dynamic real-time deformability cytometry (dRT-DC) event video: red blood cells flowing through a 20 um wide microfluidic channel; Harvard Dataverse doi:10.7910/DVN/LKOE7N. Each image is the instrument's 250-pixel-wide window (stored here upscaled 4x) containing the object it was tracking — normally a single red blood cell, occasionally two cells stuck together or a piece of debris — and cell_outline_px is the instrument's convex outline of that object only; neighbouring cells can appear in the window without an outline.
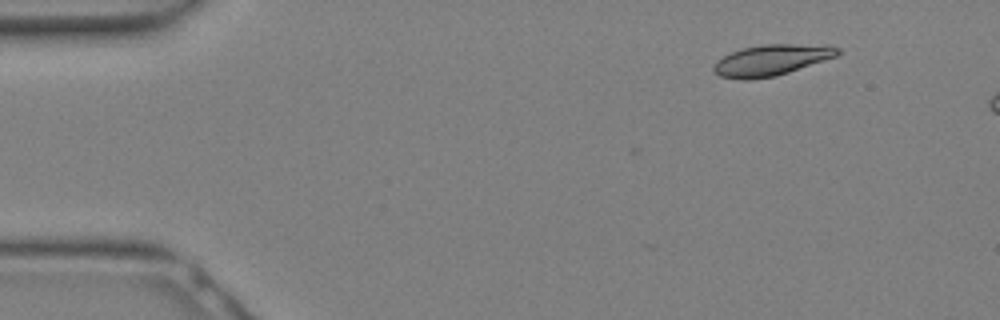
{"species": "Egyptian fruit bat (a non-hibernating species)", "species_latin": "Rousettus aegyptiacus", "temperature_condition": "warm", "stored_images_in_passage": 18, "camera_frame_rate_fps": 3000, "um_per_image_px": 0.085, "animal": {"sex": "female"}, "frame": {"image": 1, "passage_image": 3, "time_ms": 0.667, "image_size_px": [1000, 320], "cell_outline_px": [[840, 52], [836, 56], [776, 76], [752, 80], [740, 80], [720, 76], [712, 68], [712, 64], [716, 60], [732, 52], [744, 48], [764, 44], [828, 44], [840, 48]], "centroid_in_image_um": [65.57, 5.1], "position_along_channel_um": 19.4, "area_um2": 22.48}}
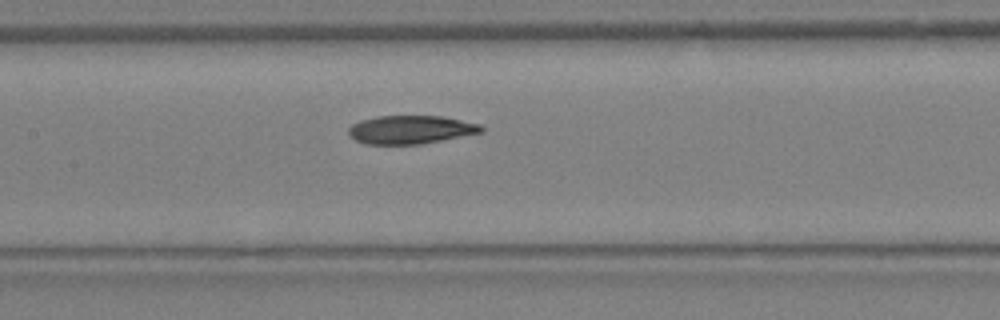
{"frame": {"image": 2, "passage_image": 14, "time_ms": 4.333, "image_size_px": [1000, 320], "cell_outline_px": [[484, 132], [420, 144], [364, 144], [348, 136], [348, 128], [352, 124], [360, 120], [376, 116], [440, 116], [480, 124], [484, 128]], "centroid_in_image_um": [34.87, 11.02], "position_along_channel_um": 172.5, "area_um2": 21.96}}
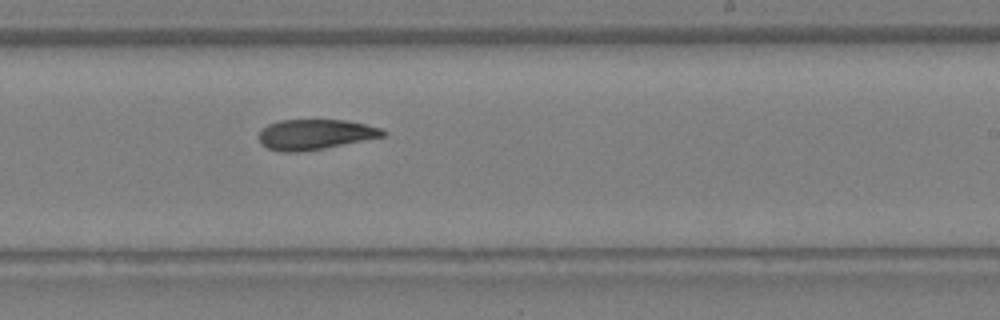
{"frame": {"image": 3, "passage_image": 18, "time_ms": 5.667, "image_size_px": [1000, 320], "cell_outline_px": [[388, 132], [384, 136], [324, 148], [300, 152], [280, 152], [268, 148], [260, 144], [260, 132], [268, 124], [280, 120], [344, 120], [384, 128]], "centroid_in_image_um": [26.8, 11.43], "position_along_channel_um": 262.2, "area_um2": 21.79}}